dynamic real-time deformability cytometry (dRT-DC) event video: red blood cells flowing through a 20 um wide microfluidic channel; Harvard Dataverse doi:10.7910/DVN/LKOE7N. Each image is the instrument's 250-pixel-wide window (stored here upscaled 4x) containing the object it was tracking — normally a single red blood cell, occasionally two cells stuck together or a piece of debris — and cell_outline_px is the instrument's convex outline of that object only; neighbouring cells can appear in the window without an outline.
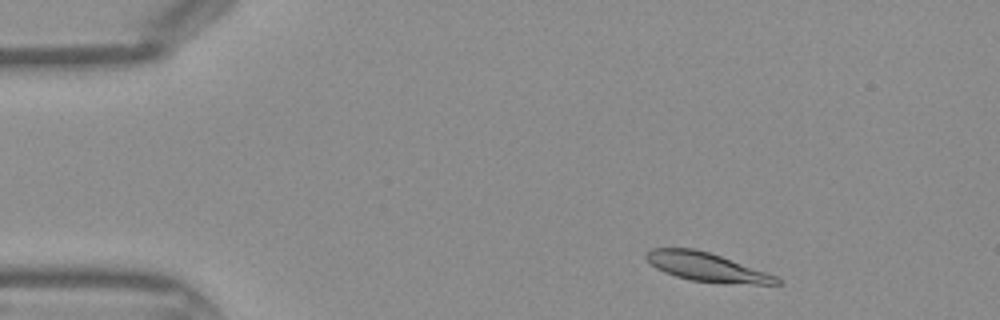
{"species": "Egyptian fruit bat (a non-hibernating species)", "species_latin": "Rousettus aegyptiacus", "temperature_condition": "warm", "stored_images_in_passage": 40, "camera_frame_rate_fps": 3000, "um_per_image_px": 0.085, "frame": {"image": 1, "passage_image": 2, "time_ms": 0.333, "image_size_px": [1000, 320], "cell_outline_px": [[780, 284], [724, 284], [692, 280], [676, 276], [664, 272], [656, 268], [644, 256], [652, 248], [692, 248], [708, 252], [720, 256], [776, 276], [780, 280]], "centroid_in_image_um": [60.05, 22.71], "position_along_channel_um": 24.9, "area_um2": 21.5}}
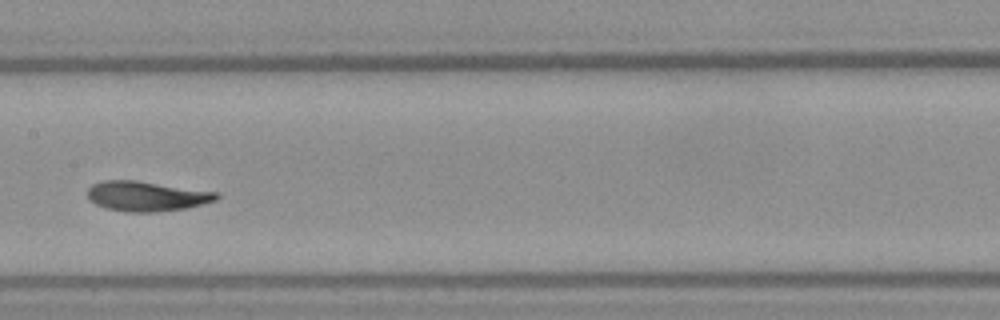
{"frame": {"image": 2, "passage_image": 18, "time_ms": 5.667, "image_size_px": [1000, 320], "cell_outline_px": [[220, 196], [216, 200], [184, 208], [156, 212], [124, 212], [104, 208], [88, 200], [88, 188], [92, 184], [104, 180], [136, 180], [220, 192]], "centroid_in_image_um": [12.44, 16.67], "position_along_channel_um": 195.0, "area_um2": 22.66}}
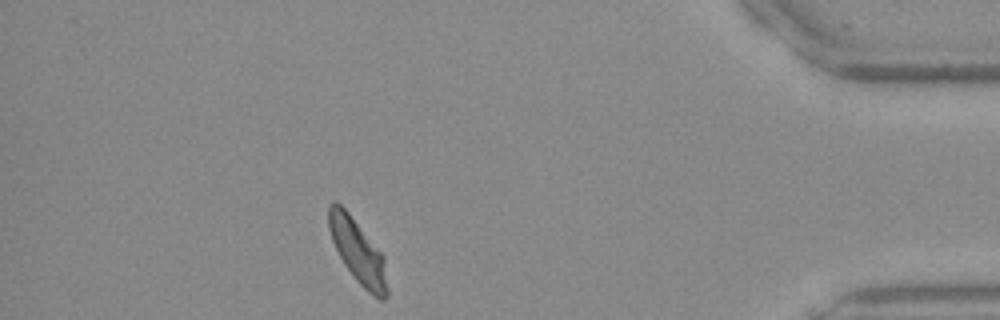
{"frame": {"image": 3, "passage_image": 35, "time_ms": 11.333, "image_size_px": [1000, 320], "cell_outline_px": [[388, 296], [384, 300], [380, 300], [372, 296], [356, 280], [344, 264], [332, 240], [328, 228], [328, 204], [332, 200], [336, 200], [348, 212], [384, 256], [388, 288]], "centroid_in_image_um": [30.41, 21.38], "position_along_channel_um": 404.8, "area_um2": 21.79}}